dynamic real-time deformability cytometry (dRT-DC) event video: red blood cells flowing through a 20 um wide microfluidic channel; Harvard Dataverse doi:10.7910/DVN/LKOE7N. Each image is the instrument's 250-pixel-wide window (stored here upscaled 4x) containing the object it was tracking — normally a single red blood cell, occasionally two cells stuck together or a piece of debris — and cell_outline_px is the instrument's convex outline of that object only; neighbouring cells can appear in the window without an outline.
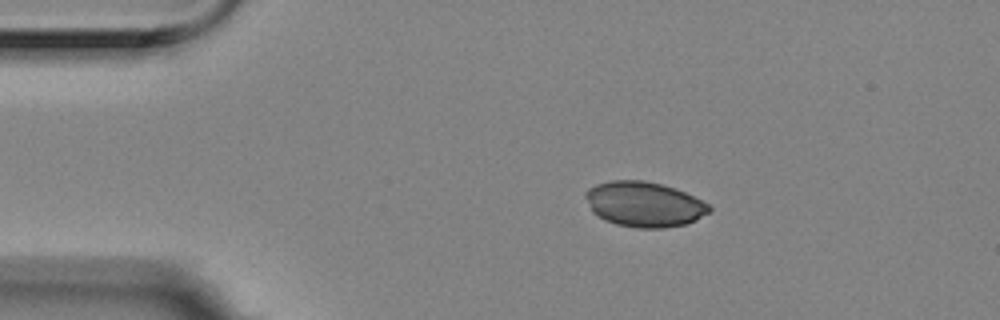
{"species": "Egyptian fruit bat (a non-hibernating species)", "species_latin": "Rousettus aegyptiacus", "temperature_condition": "room temperature", "stored_images_in_passage": 6, "camera_frame_rate_fps": 3000, "um_per_image_px": 0.085, "animal": {"sex": "female"}, "frame": {"image": 1, "passage_image": 3, "time_ms": 0.667, "image_size_px": [1000, 320], "cell_outline_px": [[712, 212], [696, 220], [684, 224], [664, 228], [636, 228], [616, 224], [604, 220], [592, 212], [584, 196], [584, 192], [588, 188], [596, 184], [612, 180], [644, 180], [676, 188], [708, 204], [712, 208]], "centroid_in_image_um": [54.74, 17.36], "position_along_channel_um": 30.3, "area_um2": 32.71}}
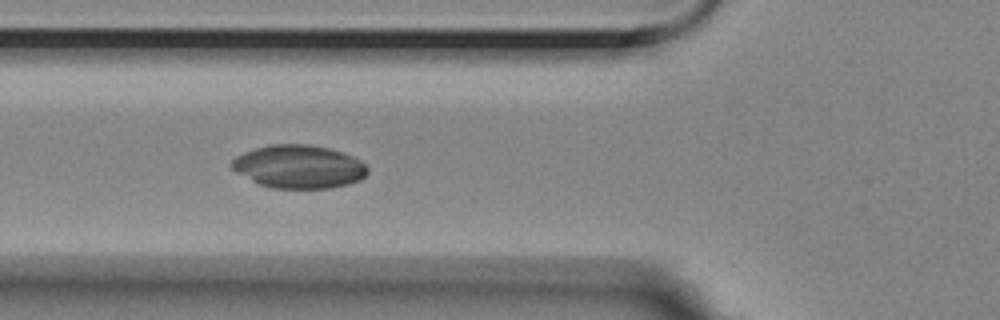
{"frame": {"image": 2, "passage_image": 5, "time_ms": 1.333, "image_size_px": [1000, 320], "cell_outline_px": [[368, 172], [360, 180], [348, 184], [332, 188], [272, 188], [260, 184], [236, 172], [228, 164], [236, 156], [244, 152], [256, 148], [272, 144], [308, 144], [328, 148], [344, 152], [368, 164]], "centroid_in_image_um": [25.42, 14.16], "position_along_channel_um": 100.4, "area_um2": 34.33}}
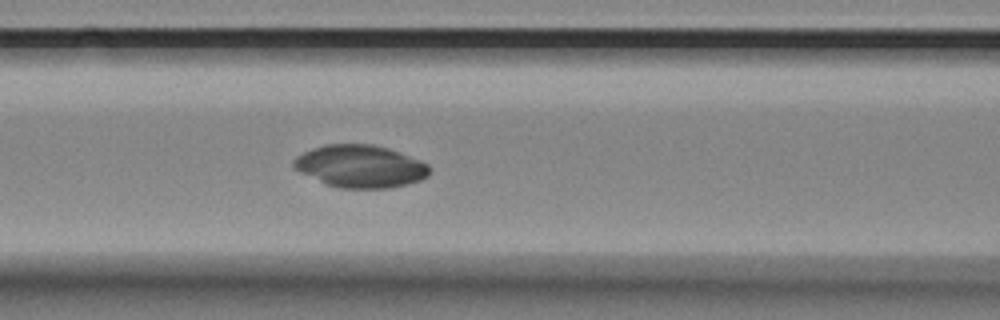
{"frame": {"image": 3, "passage_image": 6, "time_ms": 1.667, "image_size_px": [1000, 320], "cell_outline_px": [[432, 172], [428, 176], [420, 180], [408, 184], [388, 188], [340, 188], [328, 184], [300, 172], [292, 164], [292, 160], [296, 156], [312, 148], [324, 144], [372, 144], [388, 148], [400, 152], [428, 164], [432, 168]], "centroid_in_image_um": [30.66, 14.13], "position_along_channel_um": 135.9, "area_um2": 33.64}}